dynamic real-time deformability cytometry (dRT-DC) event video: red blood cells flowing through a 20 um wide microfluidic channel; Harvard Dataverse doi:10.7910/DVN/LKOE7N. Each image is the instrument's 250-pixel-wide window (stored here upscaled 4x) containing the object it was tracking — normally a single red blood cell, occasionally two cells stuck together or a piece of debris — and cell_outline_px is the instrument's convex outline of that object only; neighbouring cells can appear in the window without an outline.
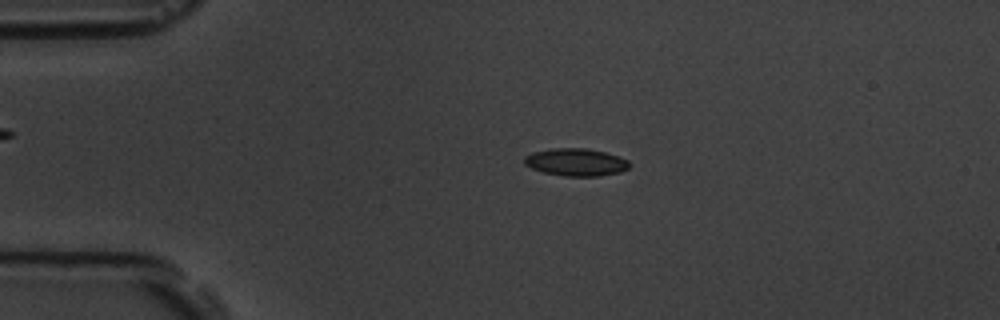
{"species": "common noctule bat (a hibernating species)", "species_latin": "Nyctalus noctula", "temperature_condition": "room temperature", "stored_images_in_passage": 14, "camera_frame_rate_fps": 3000, "um_per_image_px": 0.085, "animal": {"sex": "male", "body_mass_g": 19.5, "forearm_length_mm": 54.6}, "frame": {"image": 1, "passage_image": 3, "time_ms": 2.333, "image_size_px": [1000, 320], "cell_outline_px": [[628, 168], [620, 172], [600, 176], [564, 176], [544, 172], [532, 168], [524, 164], [524, 156], [532, 152], [552, 148], [584, 148], [604, 152], [628, 160]], "centroid_in_image_um": [48.91, 13.78], "position_along_channel_um": 36.1, "area_um2": 16.7}}
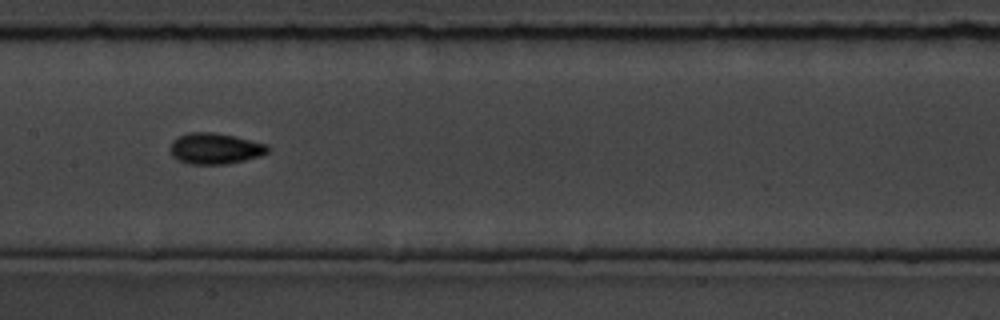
{"frame": {"image": 2, "passage_image": 7, "time_ms": 7.667, "image_size_px": [1000, 320], "cell_outline_px": [[268, 152], [260, 156], [228, 164], [188, 164], [176, 160], [172, 156], [172, 140], [188, 132], [212, 132], [232, 136], [268, 144]], "centroid_in_image_um": [18.27, 12.63], "position_along_channel_um": 189.1, "area_um2": 17.51}}
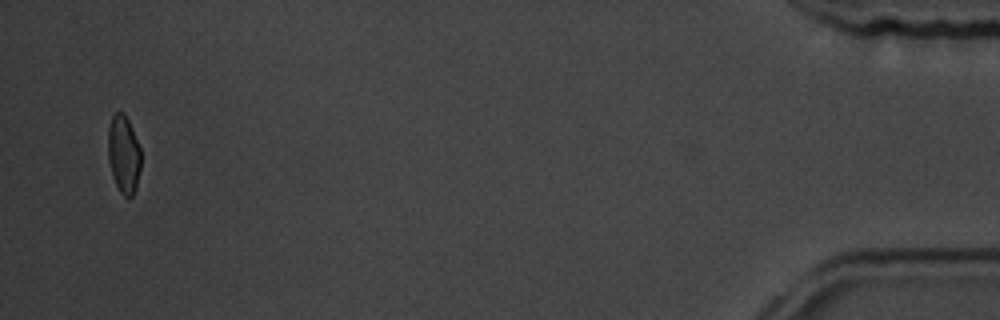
{"frame": {"image": 3, "passage_image": 14, "time_ms": 16.667, "image_size_px": [1000, 320], "cell_outline_px": [[140, 168], [136, 188], [132, 196], [128, 200], [120, 192], [112, 176], [108, 160], [108, 128], [112, 116], [116, 112], [124, 112], [132, 128], [140, 148]], "centroid_in_image_um": [10.5, 13.13], "position_along_channel_um": 424.7, "area_um2": 15.03}, "authors_computed_cell_mechanics": {"area_um2": 16.2129, "velocity_mm_per_s": 3.5875, "shape_relaxation_time_tau1_ms": 3.3709, "shape_relaxation_time_tau2_ms": 0.9317, "deformation_change_tau1": 0.1043, "deformation_change_tau2": 0.0443}}